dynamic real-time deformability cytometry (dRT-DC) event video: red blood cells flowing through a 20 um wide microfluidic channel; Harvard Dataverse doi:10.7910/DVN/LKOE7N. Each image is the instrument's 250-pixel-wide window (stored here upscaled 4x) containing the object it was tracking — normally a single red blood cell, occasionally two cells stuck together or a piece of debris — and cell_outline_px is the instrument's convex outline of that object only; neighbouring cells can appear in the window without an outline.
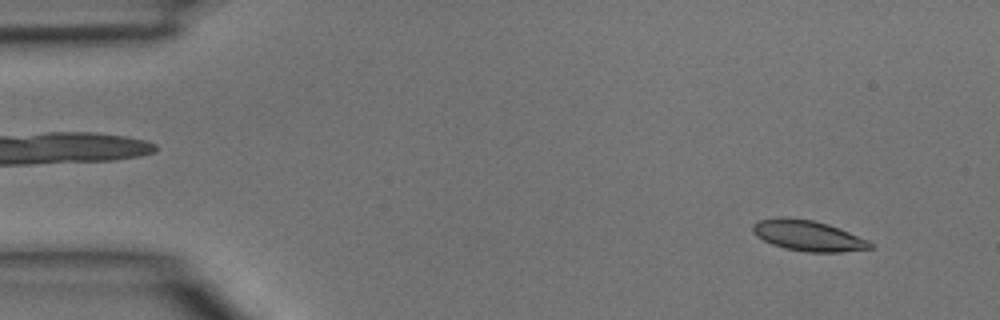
{"species": "common noctule bat (a hibernating species)", "species_latin": "Nyctalus noctula", "temperature_condition": "room temperature", "stored_images_in_passage": 3, "segment_of_instrument_passage": [2, 2], "camera_frame_rate_fps": 3000, "um_per_image_px": 0.085, "animal": {"sex": "male", "body_mass_g": 15.6}, "frame": {"image": 1, "passage_image": 3, "time_ms": 0.667, "image_size_px": [1000, 320], "cell_outline_px": [[876, 248], [840, 252], [808, 252], [784, 248], [772, 244], [756, 236], [752, 232], [752, 224], [760, 220], [780, 216], [812, 220], [828, 224], [840, 228], [868, 240], [876, 244]], "centroid_in_image_um": [68.71, 20.03], "position_along_channel_um": 16.3, "area_um2": 21.15}}